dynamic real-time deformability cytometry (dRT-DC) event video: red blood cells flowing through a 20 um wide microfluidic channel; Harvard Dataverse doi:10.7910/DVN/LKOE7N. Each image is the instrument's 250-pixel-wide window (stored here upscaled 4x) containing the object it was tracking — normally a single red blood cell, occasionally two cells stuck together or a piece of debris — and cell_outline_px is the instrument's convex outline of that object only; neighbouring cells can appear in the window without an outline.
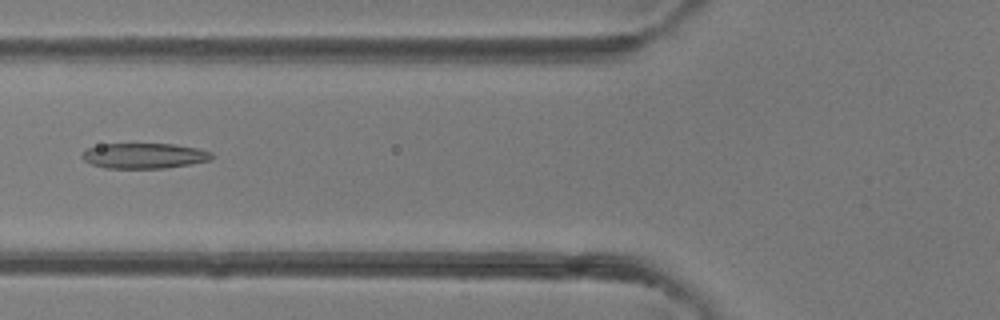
{"species": "common noctule bat (a hibernating species)", "species_latin": "Nyctalus noctula", "temperature_condition": "room temperature", "stored_images_in_passage": 5, "camera_frame_rate_fps": 3000, "um_per_image_px": 0.085, "animal": {"sex": "female"}, "frame": {"image": 1, "passage_image": 5, "time_ms": 5.333, "image_size_px": [1000, 320], "cell_outline_px": [[212, 160], [164, 168], [104, 168], [92, 164], [84, 160], [80, 156], [80, 152], [88, 148], [104, 144], [172, 144], [196, 148], [212, 152]], "centroid_in_image_um": [12.22, 13.24], "position_along_channel_um": 113.6, "area_um2": 19.07}}